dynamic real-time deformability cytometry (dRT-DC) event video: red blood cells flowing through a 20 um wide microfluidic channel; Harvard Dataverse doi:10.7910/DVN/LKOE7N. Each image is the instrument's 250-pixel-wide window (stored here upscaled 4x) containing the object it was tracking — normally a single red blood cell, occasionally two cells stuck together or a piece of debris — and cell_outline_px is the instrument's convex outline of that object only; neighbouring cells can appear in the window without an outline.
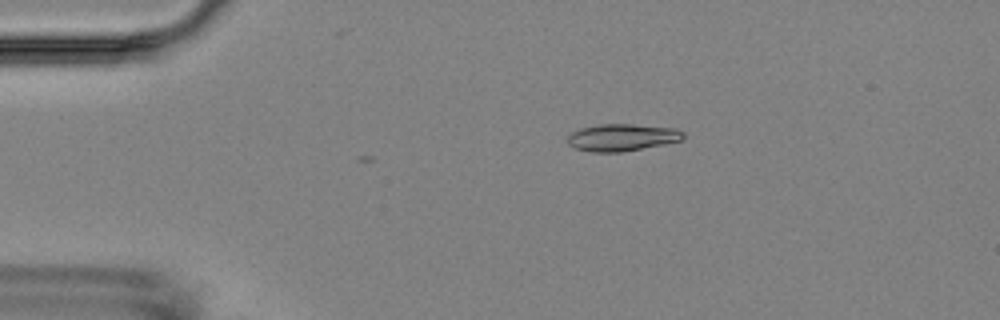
{"species": "Egyptian fruit bat (a non-hibernating species)", "species_latin": "Rousettus aegyptiacus", "temperature_condition": "room temperature", "stored_images_in_passage": 8, "camera_frame_rate_fps": 3000, "um_per_image_px": 0.085, "animal": {"sex": "female"}, "frame": {"image": 1, "passage_image": 2, "time_ms": 1.0, "image_size_px": [1000, 320], "cell_outline_px": [[684, 140], [624, 152], [592, 152], [576, 148], [568, 144], [568, 136], [572, 132], [580, 128], [600, 124], [632, 124], [676, 128], [684, 132]], "centroid_in_image_um": [52.91, 11.68], "position_along_channel_um": 32.1, "area_um2": 18.38}}
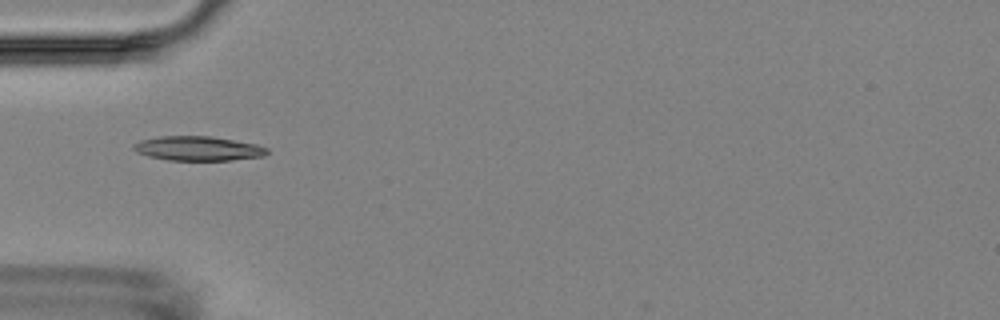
{"frame": {"image": 2, "passage_image": 4, "time_ms": 3.333, "image_size_px": [1000, 320], "cell_outline_px": [[268, 152], [264, 156], [232, 160], [168, 160], [148, 156], [136, 152], [132, 148], [132, 144], [140, 140], [160, 136], [212, 136], [256, 144], [268, 148]], "centroid_in_image_um": [16.81, 12.62], "position_along_channel_um": 68.2, "area_um2": 19.07}}
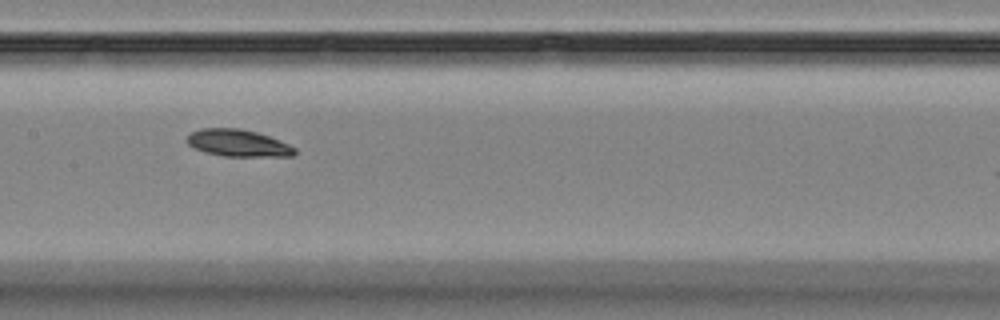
{"frame": {"image": 3, "passage_image": 7, "time_ms": 6.667, "image_size_px": [1000, 320], "cell_outline_px": [[296, 152], [292, 156], [224, 156], [204, 152], [192, 148], [184, 140], [192, 132], [200, 128], [240, 128], [256, 132], [280, 140], [296, 148]], "centroid_in_image_um": [20.2, 12.16], "position_along_channel_um": 187.2, "area_um2": 17.05}}